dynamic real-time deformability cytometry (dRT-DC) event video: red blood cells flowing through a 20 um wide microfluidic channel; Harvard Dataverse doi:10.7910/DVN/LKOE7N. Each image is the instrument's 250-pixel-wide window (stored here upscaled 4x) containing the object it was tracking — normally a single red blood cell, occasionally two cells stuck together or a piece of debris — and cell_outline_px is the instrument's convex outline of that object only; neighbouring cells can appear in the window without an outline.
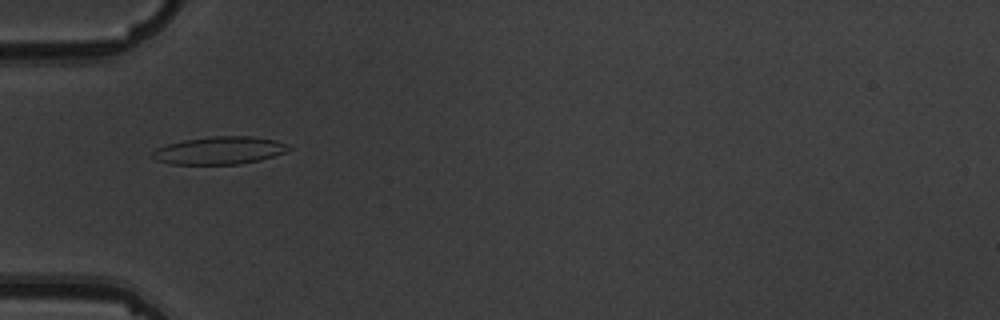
{"species": "common noctule bat (a hibernating species)", "species_latin": "Nyctalus noctula", "temperature_condition": "warm", "stored_images_in_passage": 11, "camera_frame_rate_fps": 3000, "um_per_image_px": 0.085, "animal": {"sex": "male", "body_mass_g": 19.5, "forearm_length_mm": 54.6}, "frame": {"image": 1, "passage_image": 1, "time_ms": 0.0, "image_size_px": [1000, 320], "cell_outline_px": [[292, 148], [284, 152], [260, 160], [240, 164], [172, 164], [156, 160], [152, 156], [152, 152], [156, 148], [168, 144], [184, 140], [212, 136], [252, 136], [276, 140]], "centroid_in_image_um": [18.64, 12.79], "position_along_channel_um": 66.4, "area_um2": 21.79}}
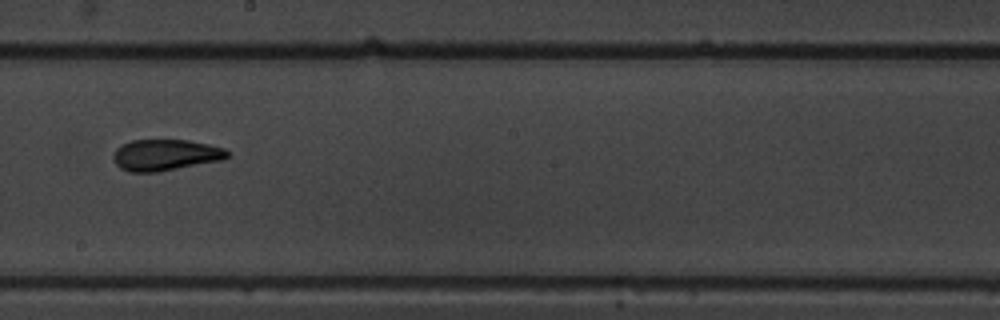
{"frame": {"image": 2, "passage_image": 5, "time_ms": 4.667, "image_size_px": [1000, 320], "cell_outline_px": [[228, 156], [224, 160], [156, 172], [128, 172], [120, 168], [112, 160], [112, 156], [116, 148], [132, 140], [188, 140], [208, 144], [224, 148], [228, 152]], "centroid_in_image_um": [14.04, 13.18], "position_along_channel_um": 234.2, "area_um2": 20.81}}
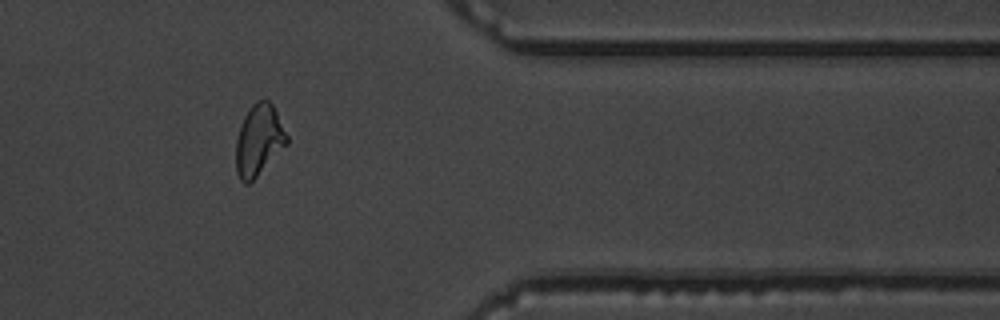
{"frame": {"image": 3, "passage_image": 9, "time_ms": 9.333, "image_size_px": [1000, 320], "cell_outline_px": [[288, 144], [248, 184], [244, 184], [240, 180], [236, 172], [236, 140], [244, 116], [252, 104], [256, 100], [268, 100], [272, 104], [288, 136]], "centroid_in_image_um": [21.99, 11.92], "position_along_channel_um": 389.4, "area_um2": 20.87}, "authors_computed_cell_mechanics": {"area_um2": 20.808, "velocity_mm_per_s": 3.6362, "shape_relaxation_time_tau1_ms": 3.3191, "shape_relaxation_time_tau2_ms": 1.4456, "deformation_change_tau1": 0.1545, "deformation_change_tau2": 0.0811}}